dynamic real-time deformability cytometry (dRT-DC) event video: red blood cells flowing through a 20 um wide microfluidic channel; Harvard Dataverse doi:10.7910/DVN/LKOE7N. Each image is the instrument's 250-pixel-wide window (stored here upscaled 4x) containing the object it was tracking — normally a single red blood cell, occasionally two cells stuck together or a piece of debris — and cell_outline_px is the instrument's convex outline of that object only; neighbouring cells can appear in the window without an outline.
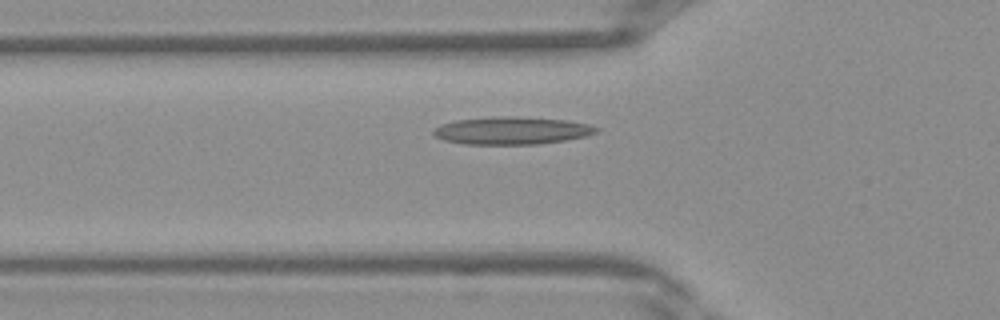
{"species": "Egyptian fruit bat (a non-hibernating species)", "species_latin": "Rousettus aegyptiacus", "temperature_condition": "warm", "stored_images_in_passage": 31, "camera_frame_rate_fps": 3000, "um_per_image_px": 0.085, "frame": {"image": 1, "passage_image": 8, "time_ms": 2.333, "image_size_px": [1000, 320], "cell_outline_px": [[600, 128], [596, 132], [584, 136], [564, 140], [536, 144], [464, 144], [444, 140], [436, 136], [432, 132], [440, 124], [456, 120], [500, 116], [516, 116], [564, 120], [588, 124]], "centroid_in_image_um": [43.48, 11.1], "position_along_channel_um": 82.3, "area_um2": 25.89}}
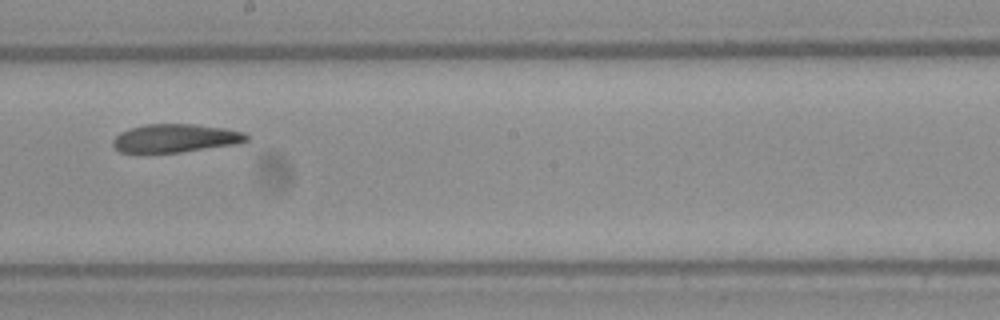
{"frame": {"image": 2, "passage_image": 17, "time_ms": 5.333, "image_size_px": [1000, 320], "cell_outline_px": [[248, 140], [240, 144], [180, 152], [144, 156], [140, 156], [120, 152], [112, 144], [112, 140], [120, 132], [128, 128], [144, 124], [192, 124], [224, 128], [244, 132], [248, 136]], "centroid_in_image_um": [14.82, 11.79], "position_along_channel_um": 233.4, "area_um2": 23.0}}
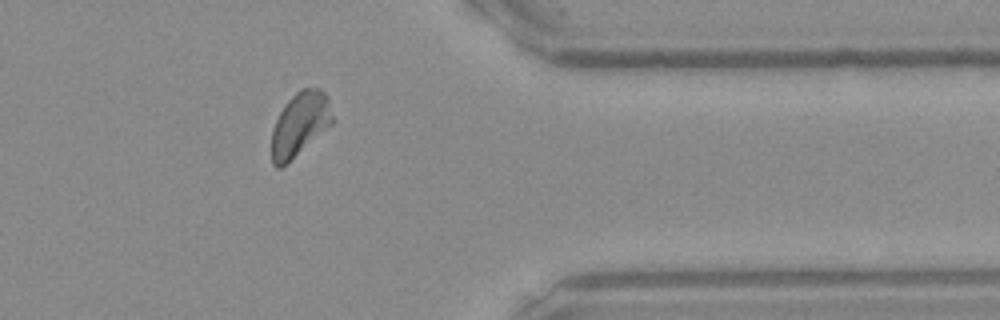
{"frame": {"image": 3, "passage_image": 27, "time_ms": 8.667, "image_size_px": [1000, 320], "cell_outline_px": [[332, 124], [280, 168], [276, 168], [272, 164], [272, 128], [284, 104], [300, 88], [320, 88], [328, 96], [332, 116]], "centroid_in_image_um": [25.47, 10.52], "position_along_channel_um": 385.9, "area_um2": 22.25}}